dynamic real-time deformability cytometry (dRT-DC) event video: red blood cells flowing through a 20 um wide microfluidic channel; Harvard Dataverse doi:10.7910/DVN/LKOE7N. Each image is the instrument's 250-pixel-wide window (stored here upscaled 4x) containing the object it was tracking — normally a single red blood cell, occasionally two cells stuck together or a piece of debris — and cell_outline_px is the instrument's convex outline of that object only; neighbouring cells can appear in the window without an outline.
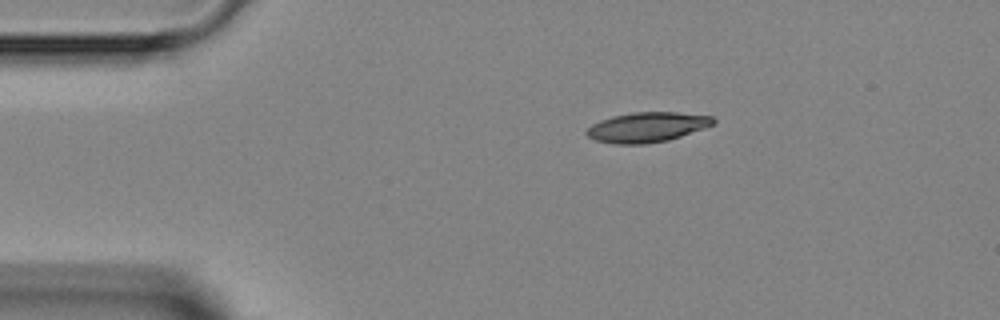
{"species": "Egyptian fruit bat (a non-hibernating species)", "species_latin": "Rousettus aegyptiacus", "temperature_condition": "room temperature", "stored_images_in_passage": 1, "camera_frame_rate_fps": 3000, "um_per_image_px": 0.085, "animal": {"sex": "female"}, "frame": {"image": 1, "passage_image": 1, "time_ms": 0.0, "image_size_px": [1000, 320], "cell_outline_px": [[716, 124], [668, 140], [644, 144], [616, 144], [596, 140], [588, 136], [584, 132], [592, 124], [600, 120], [612, 116], [632, 112], [676, 112], [712, 116], [716, 120]], "centroid_in_image_um": [55.0, 10.8], "position_along_channel_um": 30.0, "area_um2": 22.08}}